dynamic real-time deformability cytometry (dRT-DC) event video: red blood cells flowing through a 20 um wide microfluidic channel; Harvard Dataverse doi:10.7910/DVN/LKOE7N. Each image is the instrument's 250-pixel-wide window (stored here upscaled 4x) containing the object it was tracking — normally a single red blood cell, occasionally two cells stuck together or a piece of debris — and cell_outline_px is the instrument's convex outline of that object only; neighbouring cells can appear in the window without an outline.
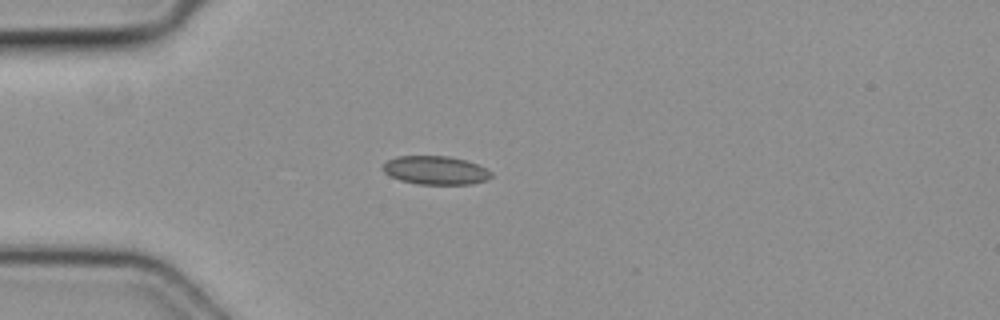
{"species": "common noctule bat (a hibernating species)", "species_latin": "Nyctalus noctula", "temperature_condition": "cold", "stored_images_in_passage": 1, "camera_frame_rate_fps": 3000, "um_per_image_px": 0.085, "animal": {"sex": "female", "body_mass_g": 19.3, "forearm_length_mm": 54.1}, "frame": {"image": 1, "passage_image": 1, "time_ms": 0.0, "image_size_px": [1000, 320], "cell_outline_px": [[492, 176], [488, 180], [472, 184], [416, 184], [400, 180], [384, 172], [384, 164], [388, 160], [396, 156], [448, 156], [464, 160], [476, 164], [492, 172]], "centroid_in_image_um": [37.04, 14.48], "position_along_channel_um": 48.0, "area_um2": 17.86}}